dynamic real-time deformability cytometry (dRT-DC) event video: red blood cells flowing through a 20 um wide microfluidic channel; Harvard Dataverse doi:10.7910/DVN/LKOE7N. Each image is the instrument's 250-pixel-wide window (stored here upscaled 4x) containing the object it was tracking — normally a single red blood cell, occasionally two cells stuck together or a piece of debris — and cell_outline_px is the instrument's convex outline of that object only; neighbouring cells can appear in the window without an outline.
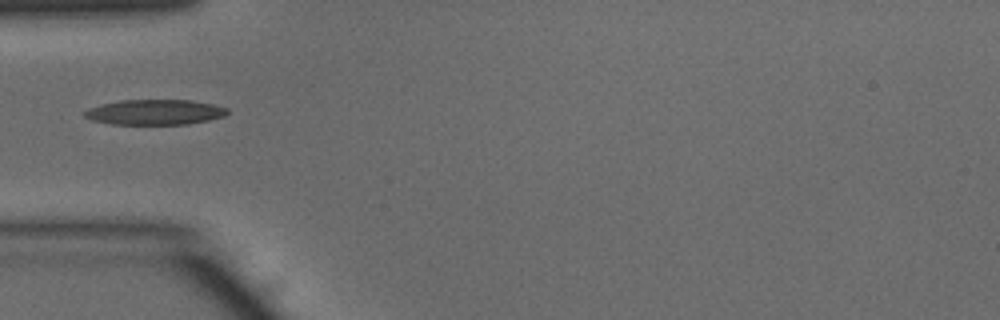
{"species": "common noctule bat (a hibernating species)", "species_latin": "Nyctalus noctula", "temperature_condition": "warm", "stored_images_in_passage": 6, "camera_frame_rate_fps": 3000, "um_per_image_px": 0.085, "animal": {"sex": "male", "body_mass_g": 15.6}, "frame": {"image": 1, "passage_image": 1, "time_ms": 0.0, "image_size_px": [1000, 320], "cell_outline_px": [[228, 112], [224, 116], [208, 120], [188, 124], [112, 124], [92, 120], [84, 116], [80, 112], [88, 108], [100, 104], [120, 100], [188, 100], [212, 104], [228, 108]], "centroid_in_image_um": [13.11, 9.53], "position_along_channel_um": 71.9, "area_um2": 21.04}}